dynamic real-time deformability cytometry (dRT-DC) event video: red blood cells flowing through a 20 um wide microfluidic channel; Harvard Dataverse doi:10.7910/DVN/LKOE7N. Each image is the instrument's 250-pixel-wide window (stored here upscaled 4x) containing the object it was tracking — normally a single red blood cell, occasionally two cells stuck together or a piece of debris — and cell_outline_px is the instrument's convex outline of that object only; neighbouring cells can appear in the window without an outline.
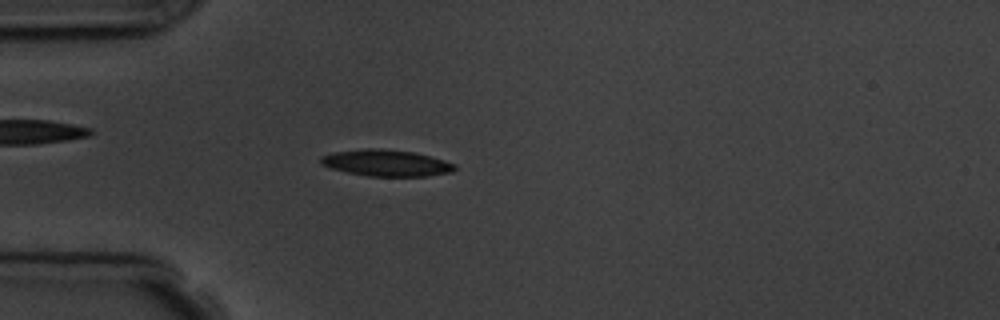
{"species": "common noctule bat (a hibernating species)", "species_latin": "Nyctalus noctula", "temperature_condition": "room temperature", "stored_images_in_passage": 3, "camera_frame_rate_fps": 3000, "um_per_image_px": 0.085, "animal": {"sex": "male", "body_mass_g": 19.5, "forearm_length_mm": 54.6}, "frame": {"image": 1, "passage_image": 3, "time_ms": 2.333, "image_size_px": [1000, 320], "cell_outline_px": [[456, 168], [452, 172], [428, 176], [368, 176], [348, 172], [332, 168], [320, 164], [320, 156], [332, 152], [364, 148], [380, 148], [412, 152], [444, 160], [456, 164]], "centroid_in_image_um": [32.81, 13.85], "position_along_channel_um": 52.2, "area_um2": 20.63}}